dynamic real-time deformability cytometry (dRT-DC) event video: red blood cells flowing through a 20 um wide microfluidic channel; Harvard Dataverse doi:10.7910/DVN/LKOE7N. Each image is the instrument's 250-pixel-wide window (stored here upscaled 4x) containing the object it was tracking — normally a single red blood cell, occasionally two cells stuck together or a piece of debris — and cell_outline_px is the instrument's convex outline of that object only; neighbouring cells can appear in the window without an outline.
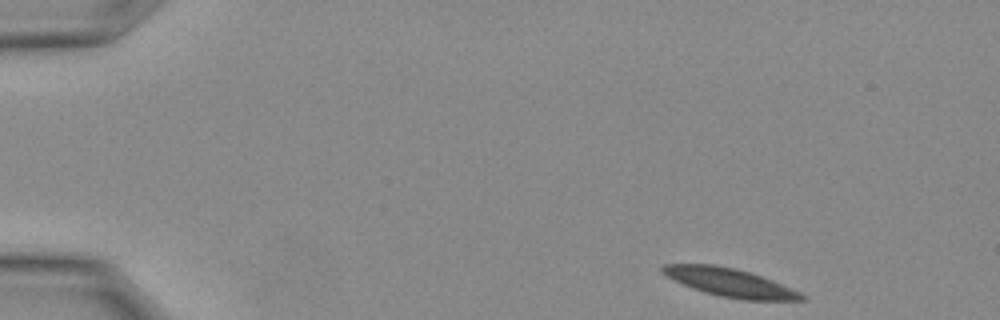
{"species": "Egyptian fruit bat (a non-hibernating species)", "species_latin": "Rousettus aegyptiacus", "temperature_condition": "warm", "stored_images_in_passage": 10, "camera_frame_rate_fps": 3000, "um_per_image_px": 0.085, "animal": {"sex": "female"}, "frame": {"image": 1, "passage_image": 1, "time_ms": 0.0, "image_size_px": [1000, 320], "cell_outline_px": [[804, 300], [744, 300], [720, 296], [704, 292], [692, 288], [660, 272], [660, 268], [664, 264], [716, 264], [736, 268], [772, 280], [800, 292], [804, 296]], "centroid_in_image_um": [62.02, 24.0], "position_along_channel_um": 23.0, "area_um2": 22.66}}
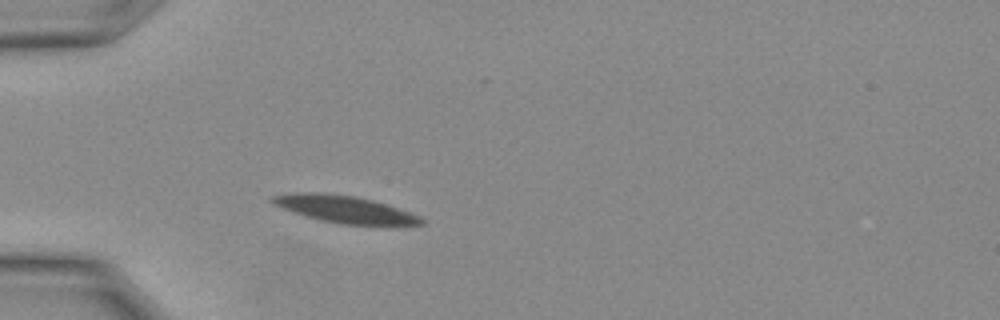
{"frame": {"image": 2, "passage_image": 6, "time_ms": 1.667, "image_size_px": [1000, 320], "cell_outline_px": [[424, 224], [344, 224], [324, 220], [308, 216], [284, 208], [276, 204], [272, 200], [272, 196], [296, 192], [316, 192], [356, 196], [372, 200], [420, 216], [424, 220]], "centroid_in_image_um": [29.31, 17.76], "position_along_channel_um": 55.7, "area_um2": 22.48}}
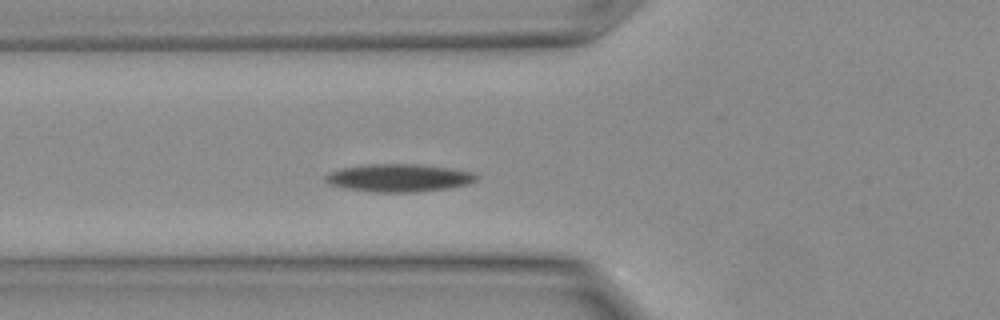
{"frame": {"image": 3, "passage_image": 8, "time_ms": 2.333, "image_size_px": [1000, 320], "cell_outline_px": [[480, 176], [476, 180], [468, 184], [444, 188], [416, 192], [376, 192], [344, 188], [328, 184], [324, 180], [324, 176], [328, 172], [340, 168], [368, 164], [416, 164], [452, 168], [472, 172]], "centroid_in_image_um": [33.86, 15.11], "position_along_channel_um": 91.9, "area_um2": 24.51}}